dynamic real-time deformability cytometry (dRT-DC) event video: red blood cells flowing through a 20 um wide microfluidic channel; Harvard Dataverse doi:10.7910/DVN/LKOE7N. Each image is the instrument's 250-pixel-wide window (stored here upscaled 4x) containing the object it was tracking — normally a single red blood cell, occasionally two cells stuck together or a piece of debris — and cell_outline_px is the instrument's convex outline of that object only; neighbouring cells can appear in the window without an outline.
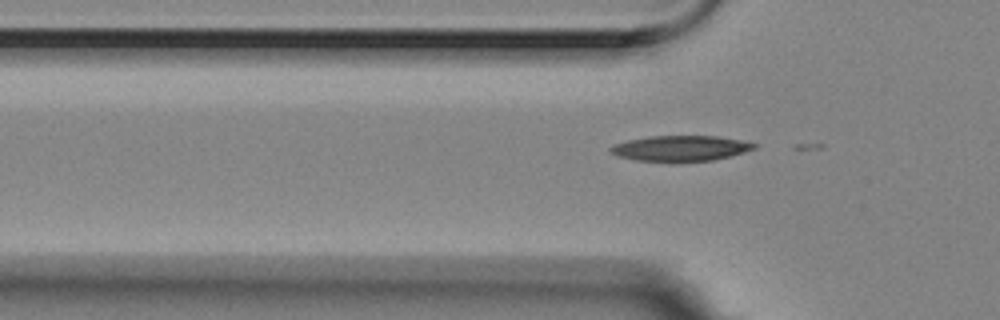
{"species": "Egyptian fruit bat (a non-hibernating species)", "species_latin": "Rousettus aegyptiacus", "temperature_condition": "room temperature", "stored_images_in_passage": 3, "camera_frame_rate_fps": 3000, "um_per_image_px": 0.085, "animal": {"sex": "female"}, "frame": {"image": 1, "passage_image": 3, "time_ms": 0.667, "image_size_px": [1000, 320], "cell_outline_px": [[756, 148], [732, 156], [712, 160], [676, 164], [672, 164], [636, 160], [616, 156], [608, 152], [608, 148], [612, 144], [628, 140], [648, 136], [716, 136], [740, 140], [756, 144]], "centroid_in_image_um": [57.76, 12.64], "position_along_channel_um": 68.0, "area_um2": 22.2}}